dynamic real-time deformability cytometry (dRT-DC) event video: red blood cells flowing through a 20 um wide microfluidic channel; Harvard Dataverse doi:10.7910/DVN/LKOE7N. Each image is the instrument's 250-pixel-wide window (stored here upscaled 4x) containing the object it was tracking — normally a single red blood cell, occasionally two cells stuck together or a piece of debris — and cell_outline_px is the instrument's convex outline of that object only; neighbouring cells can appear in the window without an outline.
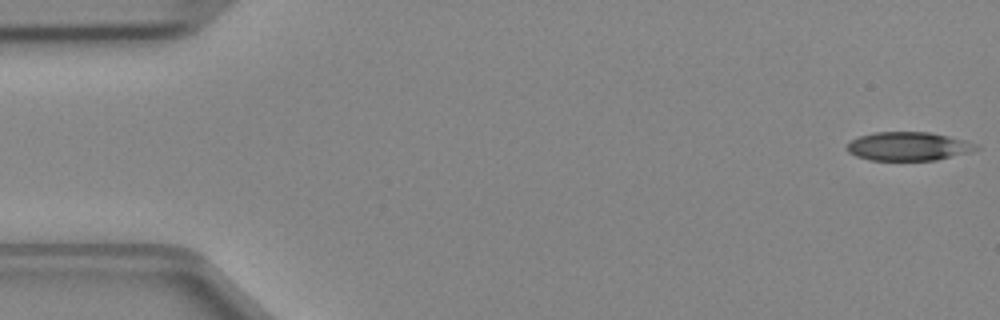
{"species": "Egyptian fruit bat (a non-hibernating species)", "species_latin": "Rousettus aegyptiacus", "temperature_condition": "cold", "stored_images_in_passage": 47, "camera_frame_rate_fps": 3000, "um_per_image_px": 0.085, "animal": {"sex": "female"}, "frame": {"image": 1, "passage_image": 1, "time_ms": 0.0, "image_size_px": [1000, 320], "cell_outline_px": [[980, 148], [968, 152], [936, 160], [868, 160], [856, 156], [848, 152], [844, 148], [852, 140], [860, 136], [876, 132], [928, 132], [948, 136], [964, 140], [976, 144]], "centroid_in_image_um": [77.17, 12.44], "position_along_channel_um": 7.8, "area_um2": 21.39}}
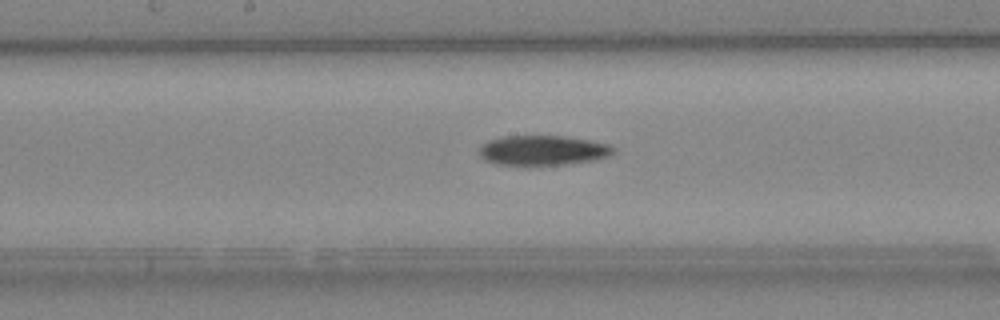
{"frame": {"image": 2, "passage_image": 24, "time_ms": 7.667, "image_size_px": [1000, 320], "cell_outline_px": [[616, 152], [608, 156], [592, 160], [560, 164], [496, 164], [484, 160], [476, 152], [480, 144], [488, 140], [504, 136], [564, 136], [592, 140], [612, 144], [616, 148]], "centroid_in_image_um": [46.13, 12.75], "position_along_channel_um": 202.1, "area_um2": 23.47}}
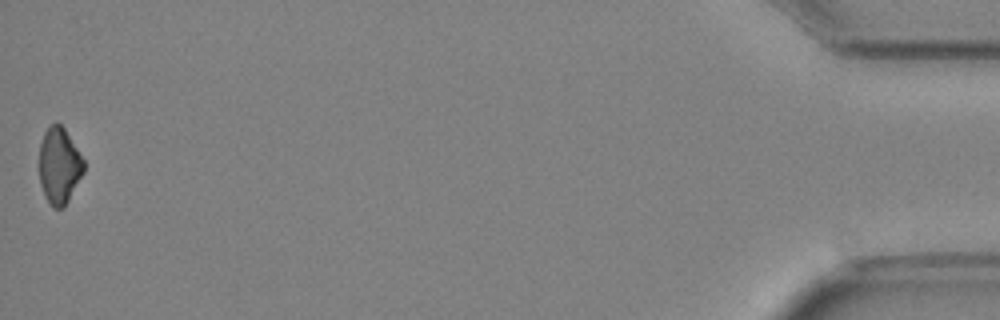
{"frame": {"image": 3, "passage_image": 47, "time_ms": 15.333, "image_size_px": [1000, 320], "cell_outline_px": [[84, 172], [64, 208], [52, 208], [44, 196], [40, 184], [40, 144], [44, 132], [48, 124], [56, 120], [64, 128], [84, 160]], "centroid_in_image_um": [5.02, 14.07], "position_along_channel_um": 430.2, "area_um2": 19.94}}